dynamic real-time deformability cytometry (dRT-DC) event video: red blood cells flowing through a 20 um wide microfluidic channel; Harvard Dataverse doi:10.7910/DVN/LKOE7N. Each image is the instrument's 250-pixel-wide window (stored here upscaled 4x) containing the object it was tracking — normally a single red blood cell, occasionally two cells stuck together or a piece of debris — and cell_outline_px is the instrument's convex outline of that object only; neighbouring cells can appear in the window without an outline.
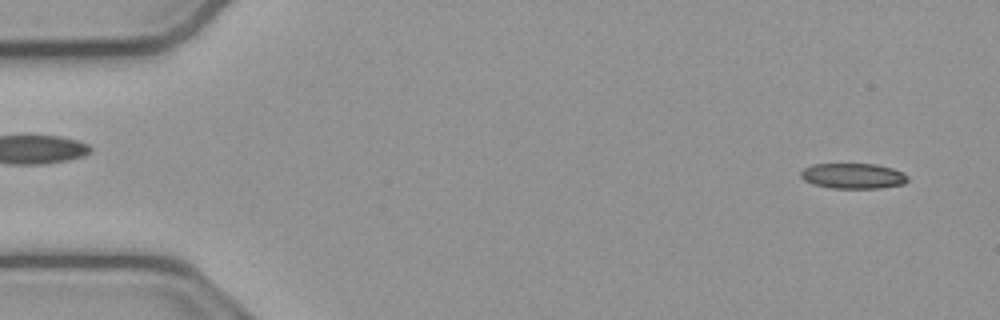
{"species": "common noctule bat (a hibernating species)", "species_latin": "Nyctalus noctula", "temperature_condition": "cold", "stored_images_in_passage": 53, "camera_frame_rate_fps": 3000, "um_per_image_px": 0.085, "animal": {"sex": "male", "body_mass_g": 23.1, "forearm_length_mm": 52.7}, "frame": {"image": 1, "passage_image": 3, "time_ms": 0.667, "image_size_px": [1000, 320], "cell_outline_px": [[908, 180], [904, 184], [880, 188], [832, 188], [812, 184], [804, 180], [800, 176], [800, 172], [804, 168], [812, 164], [876, 164], [892, 168], [904, 172], [908, 176]], "centroid_in_image_um": [72.52, 14.95], "position_along_channel_um": 12.5, "area_um2": 15.95}}
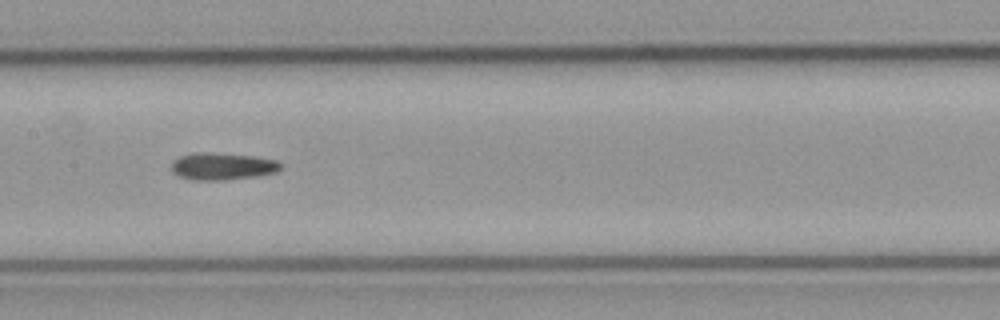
{"frame": {"image": 2, "passage_image": 26, "time_ms": 8.333, "image_size_px": [1000, 320], "cell_outline_px": [[280, 168], [276, 172], [256, 176], [224, 180], [192, 180], [180, 176], [172, 172], [172, 160], [180, 156], [196, 152], [208, 152], [252, 156], [276, 160], [280, 164]], "centroid_in_image_um": [18.86, 14.13], "position_along_channel_um": 188.5, "area_um2": 17.17}}
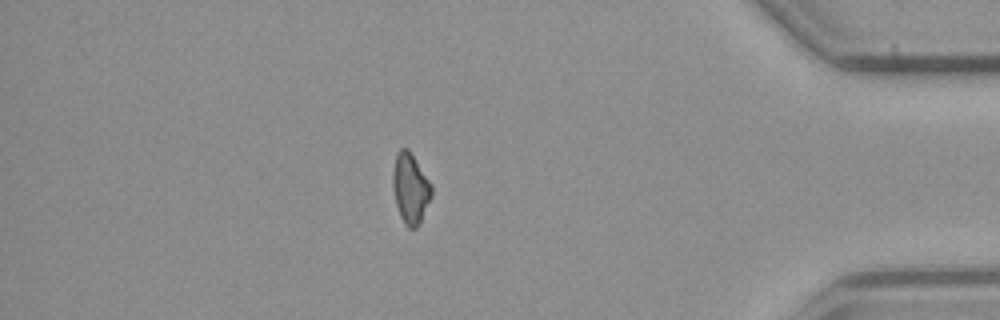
{"frame": {"image": 3, "passage_image": 46, "time_ms": 15.0, "image_size_px": [1000, 320], "cell_outline_px": [[432, 196], [416, 228], [408, 228], [404, 224], [400, 216], [396, 204], [392, 184], [392, 176], [396, 152], [400, 148], [408, 148], [432, 184]], "centroid_in_image_um": [34.87, 15.98], "position_along_channel_um": 400.3, "area_um2": 15.84}}